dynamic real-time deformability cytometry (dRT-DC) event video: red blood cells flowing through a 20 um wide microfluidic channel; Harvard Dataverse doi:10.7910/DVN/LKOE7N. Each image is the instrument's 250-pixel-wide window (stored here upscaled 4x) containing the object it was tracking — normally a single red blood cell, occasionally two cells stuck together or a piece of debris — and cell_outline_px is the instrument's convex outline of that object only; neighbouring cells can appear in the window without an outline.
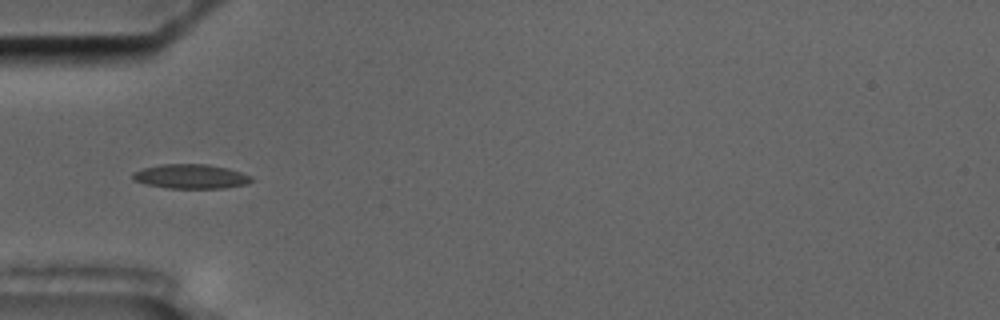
{"species": "common noctule bat (a hibernating species)", "species_latin": "Nyctalus noctula", "temperature_condition": "cold", "stored_images_in_passage": 4, "camera_frame_rate_fps": 3000, "um_per_image_px": 0.085, "animal": {"sex": "male", "body_mass_g": 17.5, "forearm_length_mm": 52.3}, "frame": {"image": 1, "passage_image": 2, "time_ms": 2.333, "image_size_px": [1000, 320], "cell_outline_px": [[252, 180], [248, 184], [220, 188], [168, 188], [148, 184], [132, 180], [132, 172], [144, 168], [160, 164], [208, 164], [228, 168], [252, 176]], "centroid_in_image_um": [16.21, 14.99], "position_along_channel_um": 68.8, "area_um2": 16.82}}